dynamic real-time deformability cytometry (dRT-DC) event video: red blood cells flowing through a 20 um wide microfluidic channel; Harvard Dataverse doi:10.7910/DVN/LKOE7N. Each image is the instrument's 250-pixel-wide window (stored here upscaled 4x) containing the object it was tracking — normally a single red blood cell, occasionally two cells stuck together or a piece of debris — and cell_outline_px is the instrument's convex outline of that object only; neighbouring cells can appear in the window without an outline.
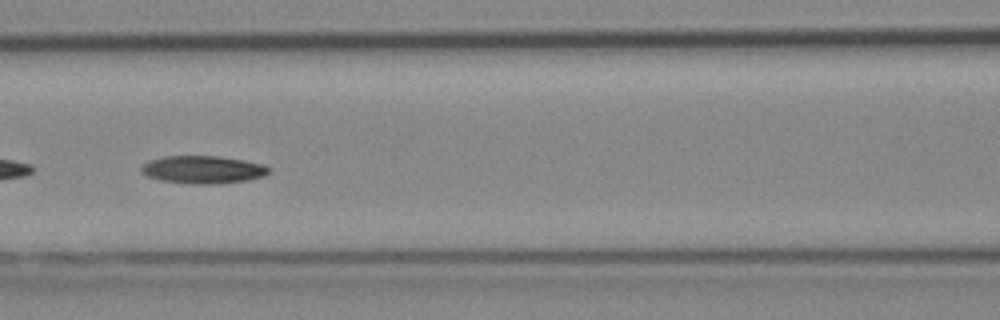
{"species": "Egyptian fruit bat (a non-hibernating species)", "species_latin": "Rousettus aegyptiacus", "temperature_condition": "cold", "stored_images_in_passage": 52, "camera_frame_rate_fps": 3000, "um_per_image_px": 0.085, "animal": {"sex": "female"}, "frame": {"image": 1, "passage_image": 23, "time_ms": 7.333, "image_size_px": [1000, 320], "cell_outline_px": [[268, 172], [264, 176], [248, 180], [216, 184], [196, 184], [160, 180], [148, 176], [140, 172], [140, 168], [148, 160], [164, 156], [220, 156], [244, 160], [264, 164], [268, 168]], "centroid_in_image_um": [17.23, 14.41], "position_along_channel_um": 149.4, "area_um2": 20.63}}
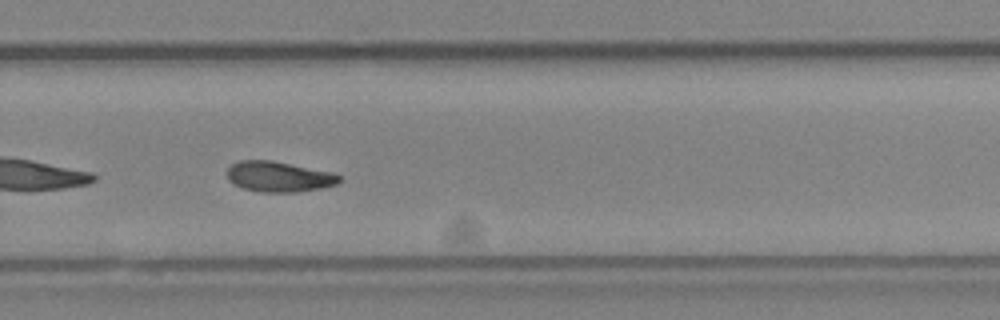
{"frame": {"image": 2, "passage_image": 35, "time_ms": 11.333, "image_size_px": [1000, 320], "cell_outline_px": [[340, 180], [336, 184], [320, 188], [296, 192], [260, 192], [244, 188], [228, 180], [228, 168], [232, 164], [240, 160], [272, 160], [332, 172], [340, 176]], "centroid_in_image_um": [23.7, 15.01], "position_along_channel_um": 306.1, "area_um2": 19.71}, "authors_computed_cell_mechanics": {"area_um2": 20.1722, "velocity_mm_per_s": 3.94, "shape_relaxation_time_tau1_ms": 10.8275, "shape_relaxation_time_tau2_ms": null, "deformation_change_tau1": 0.2043, "deformation_change_tau2": null}}